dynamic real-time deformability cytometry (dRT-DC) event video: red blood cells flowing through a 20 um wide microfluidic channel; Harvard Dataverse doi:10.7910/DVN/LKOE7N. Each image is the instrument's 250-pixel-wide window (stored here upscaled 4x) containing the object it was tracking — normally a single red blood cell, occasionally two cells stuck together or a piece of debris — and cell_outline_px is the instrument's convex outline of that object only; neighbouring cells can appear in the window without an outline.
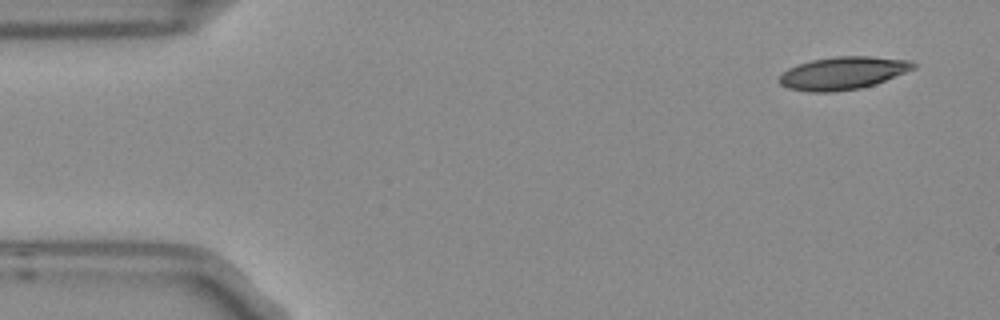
{"species": "Egyptian fruit bat (a non-hibernating species)", "species_latin": "Rousettus aegyptiacus", "temperature_condition": "room temperature", "stored_images_in_passage": 4, "camera_frame_rate_fps": 3000, "um_per_image_px": 0.085, "frame": {"image": 1, "passage_image": 1, "time_ms": 0.0, "image_size_px": [1000, 320], "cell_outline_px": [[916, 68], [876, 84], [860, 88], [832, 92], [808, 92], [788, 88], [780, 84], [776, 80], [788, 68], [796, 64], [812, 60], [836, 56], [868, 56], [912, 60], [916, 64]], "centroid_in_image_um": [71.64, 6.21], "position_along_channel_um": 13.4, "area_um2": 25.78}}
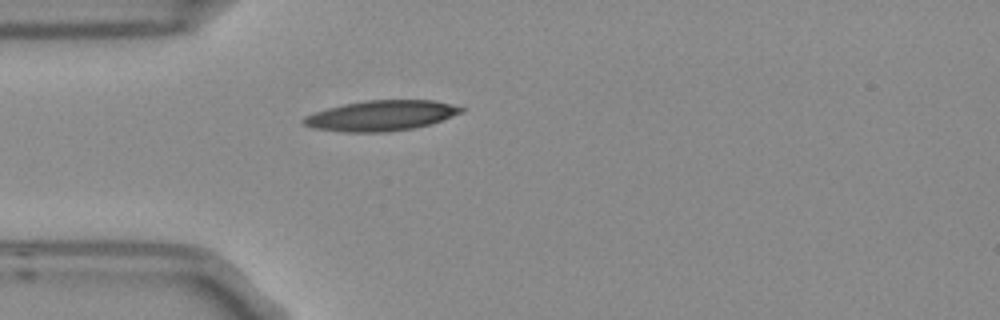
{"frame": {"image": 2, "passage_image": 4, "time_ms": 1.0, "image_size_px": [1000, 320], "cell_outline_px": [[464, 112], [428, 124], [412, 128], [388, 132], [344, 132], [312, 128], [304, 124], [300, 120], [304, 116], [312, 112], [344, 104], [364, 100], [436, 100], [464, 108]], "centroid_in_image_um": [32.34, 9.82], "position_along_channel_um": 52.7, "area_um2": 27.86}}